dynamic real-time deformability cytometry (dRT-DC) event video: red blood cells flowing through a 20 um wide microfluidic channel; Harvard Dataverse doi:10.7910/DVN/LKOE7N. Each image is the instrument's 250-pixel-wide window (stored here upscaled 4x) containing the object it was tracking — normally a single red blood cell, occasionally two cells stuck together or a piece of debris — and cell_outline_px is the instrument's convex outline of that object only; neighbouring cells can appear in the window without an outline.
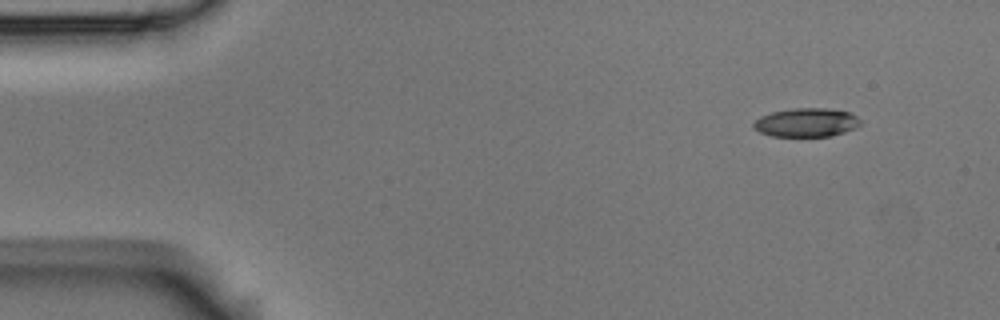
{"species": "Egyptian fruit bat (a non-hibernating species)", "species_latin": "Rousettus aegyptiacus", "temperature_condition": "room temperature", "stored_images_in_passage": 4, "camera_frame_rate_fps": 3000, "um_per_image_px": 0.085, "animal": {"sex": "male"}, "frame": {"image": 1, "passage_image": 1, "time_ms": 0.0, "image_size_px": [1000, 320], "cell_outline_px": [[860, 124], [856, 128], [844, 132], [828, 136], [772, 136], [760, 132], [752, 128], [752, 124], [760, 116], [772, 112], [792, 108], [828, 108], [848, 112], [856, 116], [860, 120]], "centroid_in_image_um": [68.52, 10.41], "position_along_channel_um": 16.5, "area_um2": 17.86}}
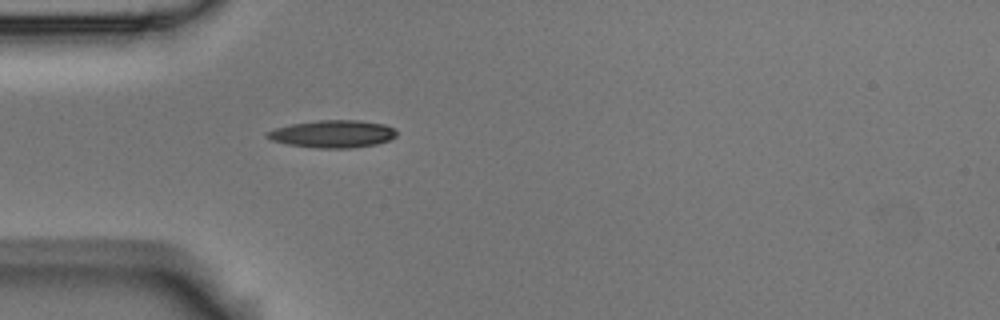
{"frame": {"image": 2, "passage_image": 4, "time_ms": 1.0, "image_size_px": [1000, 320], "cell_outline_px": [[396, 136], [388, 140], [376, 144], [352, 148], [316, 148], [288, 144], [272, 140], [264, 136], [264, 132], [276, 128], [292, 124], [320, 120], [360, 120], [384, 124], [396, 128]], "centroid_in_image_um": [28.28, 11.38], "position_along_channel_um": 56.7, "area_um2": 20.75}}